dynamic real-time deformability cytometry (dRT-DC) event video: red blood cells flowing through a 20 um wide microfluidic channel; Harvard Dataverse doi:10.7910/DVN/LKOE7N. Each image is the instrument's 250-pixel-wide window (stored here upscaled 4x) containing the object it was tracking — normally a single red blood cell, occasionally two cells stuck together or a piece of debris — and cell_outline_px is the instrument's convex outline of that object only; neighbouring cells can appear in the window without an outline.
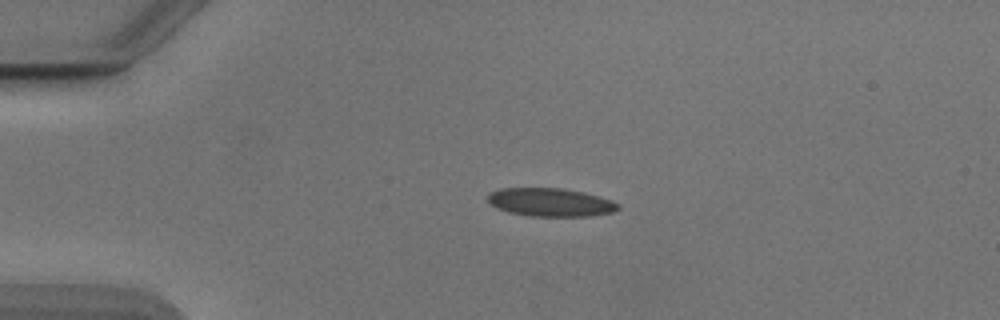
{"species": "Egyptian fruit bat (a non-hibernating species)", "species_latin": "Rousettus aegyptiacus", "temperature_condition": "cold", "stored_images_in_passage": 41, "camera_frame_rate_fps": 3000, "um_per_image_px": 0.085, "animal": {"sex": "male"}, "frame": {"image": 1, "passage_image": 1, "time_ms": 0.0, "image_size_px": [1000, 320], "cell_outline_px": [[620, 208], [612, 212], [592, 216], [532, 216], [508, 212], [496, 208], [488, 200], [488, 196], [492, 192], [500, 188], [560, 188], [584, 192], [612, 200], [620, 204]], "centroid_in_image_um": [46.82, 17.19], "position_along_channel_um": 38.2, "area_um2": 21.44}}
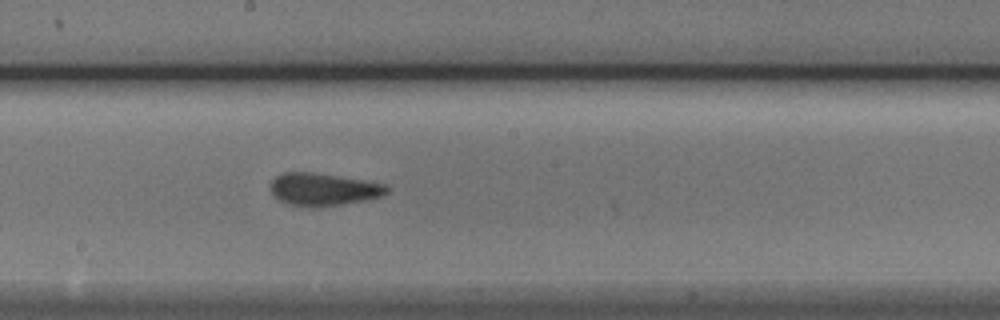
{"frame": {"image": 2, "passage_image": 18, "time_ms": 5.667, "image_size_px": [1000, 320], "cell_outline_px": [[388, 192], [380, 196], [364, 200], [316, 208], [312, 208], [288, 204], [280, 200], [272, 192], [272, 180], [276, 176], [284, 172], [308, 172], [364, 180], [384, 184], [388, 188]], "centroid_in_image_um": [27.47, 16.1], "position_along_channel_um": 220.7, "area_um2": 21.68}}
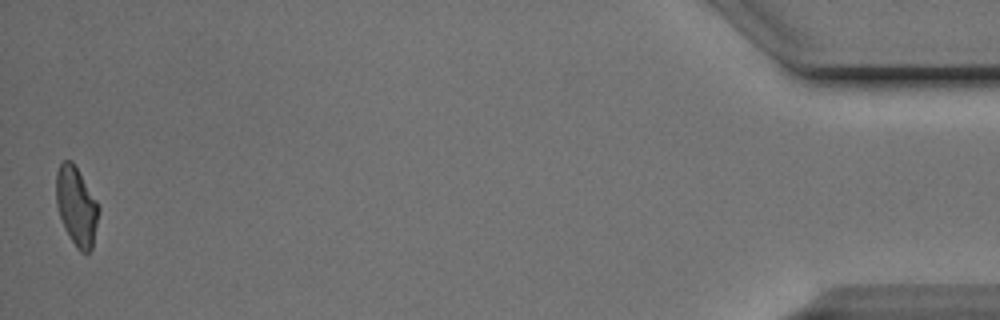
{"frame": {"image": 3, "passage_image": 41, "time_ms": 13.333, "image_size_px": [1000, 320], "cell_outline_px": [[100, 208], [92, 248], [88, 252], [80, 252], [76, 248], [64, 228], [56, 204], [56, 172], [60, 164], [64, 160], [72, 160], [96, 200]], "centroid_in_image_um": [6.49, 17.53], "position_along_channel_um": 428.7, "area_um2": 19.42}, "authors_computed_cell_mechanics": {"area_um2": 21.1548, "velocity_mm_per_s": 3.9001, "shape_relaxation_time_tau1_ms": 7.9029, "shape_relaxation_time_tau2_ms": 1.7953, "deformation_change_tau1": 0.1701, "deformation_change_tau2": 0.0941}}